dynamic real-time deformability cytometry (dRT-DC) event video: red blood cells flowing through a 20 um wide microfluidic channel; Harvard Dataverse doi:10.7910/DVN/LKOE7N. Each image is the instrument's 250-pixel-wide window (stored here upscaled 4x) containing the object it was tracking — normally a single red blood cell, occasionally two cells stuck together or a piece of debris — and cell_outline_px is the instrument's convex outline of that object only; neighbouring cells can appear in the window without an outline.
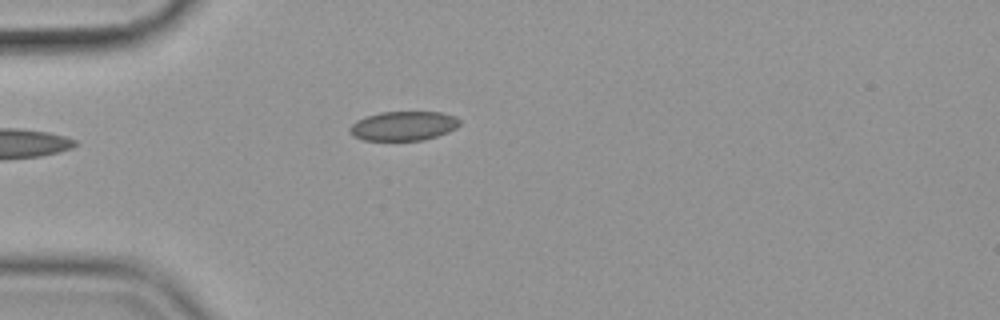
{"species": "common noctule bat (a hibernating species)", "species_latin": "Nyctalus noctula", "temperature_condition": "cold", "stored_images_in_passage": 41, "camera_frame_rate_fps": 3000, "um_per_image_px": 0.085, "animal": {"sex": "female", "body_mass_g": 19.9}, "frame": {"image": 1, "passage_image": 1, "time_ms": 0.0, "image_size_px": [1000, 320], "cell_outline_px": [[460, 124], [456, 128], [448, 132], [424, 140], [364, 140], [352, 136], [348, 132], [348, 128], [356, 120], [364, 116], [380, 112], [440, 112], [456, 116], [460, 120]], "centroid_in_image_um": [34.26, 10.7], "position_along_channel_um": 50.7, "area_um2": 18.96}}
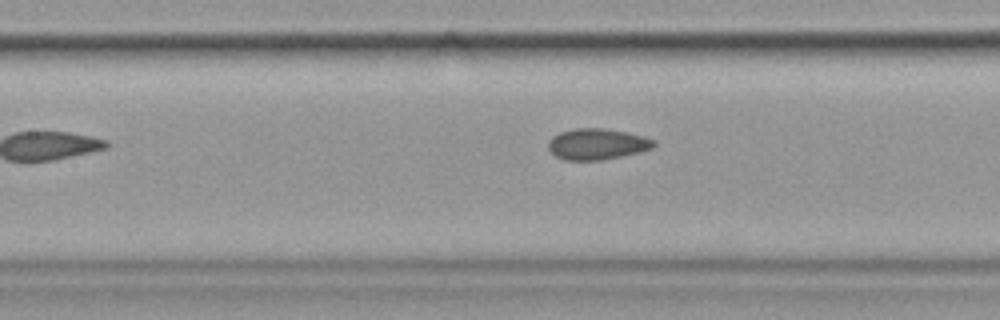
{"frame": {"image": 2, "passage_image": 11, "time_ms": 3.333, "image_size_px": [1000, 320], "cell_outline_px": [[656, 144], [652, 148], [640, 152], [600, 160], [564, 160], [556, 156], [548, 148], [548, 140], [552, 136], [560, 132], [576, 128], [604, 128], [628, 132], [644, 136], [656, 140]], "centroid_in_image_um": [50.76, 12.24], "position_along_channel_um": 156.6, "area_um2": 19.19}}
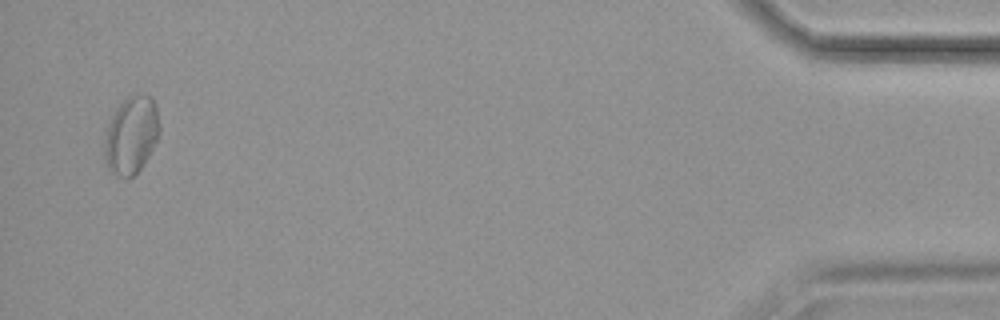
{"frame": {"image": 3, "passage_image": 40, "time_ms": 13.0, "image_size_px": [1000, 320], "cell_outline_px": [[160, 132], [144, 164], [132, 176], [120, 176], [112, 172], [108, 168], [104, 160], [104, 140], [108, 120], [116, 108], [128, 96], [152, 96], [156, 104], [160, 124]], "centroid_in_image_um": [11.14, 11.46], "position_along_channel_um": 424.1, "area_um2": 24.8}, "authors_computed_cell_mechanics": {"area_um2": 19.3052, "velocity_mm_per_s": 3.5729, "shape_relaxation_time_tau1_ms": null, "shape_relaxation_time_tau2_ms": 2.494, "deformation_change_tau1": null, "deformation_change_tau2": 0.0633}}